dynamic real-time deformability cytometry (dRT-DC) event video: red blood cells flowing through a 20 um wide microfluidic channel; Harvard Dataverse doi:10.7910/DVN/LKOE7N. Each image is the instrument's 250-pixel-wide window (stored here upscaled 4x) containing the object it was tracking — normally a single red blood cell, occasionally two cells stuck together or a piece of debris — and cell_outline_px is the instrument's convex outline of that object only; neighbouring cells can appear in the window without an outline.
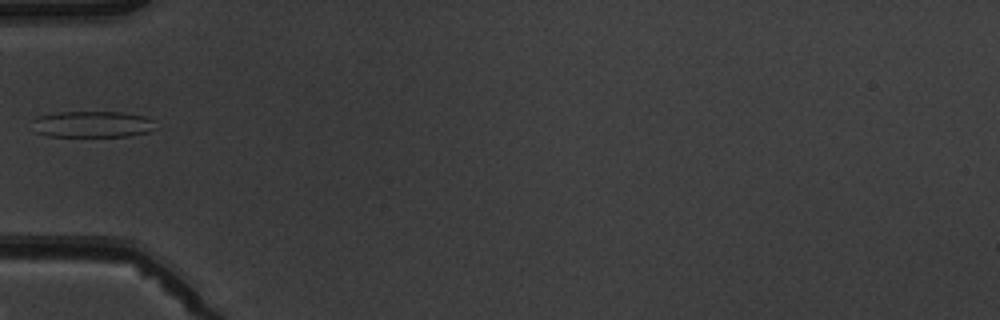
{"species": "common noctule bat (a hibernating species)", "species_latin": "Nyctalus noctula", "temperature_condition": "warm", "stored_images_in_passage": 5, "camera_frame_rate_fps": 3000, "um_per_image_px": 0.085, "animal": {"sex": "male", "body_mass_g": 19.5, "forearm_length_mm": 54.6}, "frame": {"image": 1, "passage_image": 5, "time_ms": 4.667, "image_size_px": [1000, 320], "cell_outline_px": [[160, 128], [148, 132], [128, 136], [48, 136], [36, 132], [32, 120], [40, 116], [60, 112], [124, 112], [148, 116], [156, 120]], "centroid_in_image_um": [8.0, 10.56], "position_along_channel_um": 77.0, "area_um2": 19.25}}